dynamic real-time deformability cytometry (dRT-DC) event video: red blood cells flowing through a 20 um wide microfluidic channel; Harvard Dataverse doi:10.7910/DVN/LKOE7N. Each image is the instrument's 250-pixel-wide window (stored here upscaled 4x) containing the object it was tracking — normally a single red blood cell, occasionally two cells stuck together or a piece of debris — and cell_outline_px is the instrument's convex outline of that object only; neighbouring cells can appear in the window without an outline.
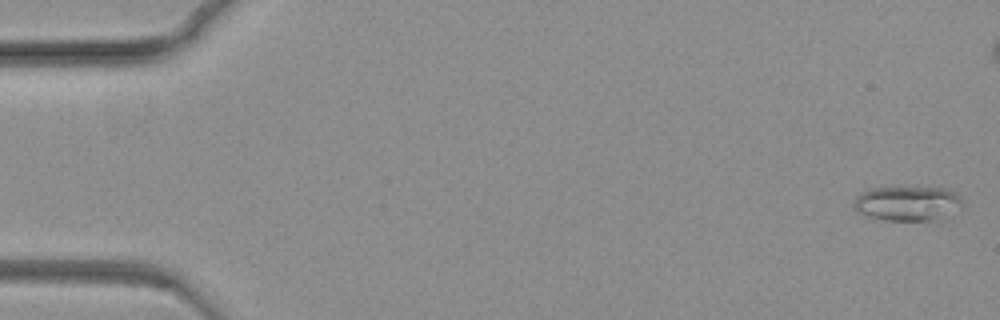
{"species": "common noctule bat (a hibernating species)", "species_latin": "Nyctalus noctula", "temperature_condition": "warm", "stored_images_in_passage": 73, "camera_frame_rate_fps": 3000, "um_per_image_px": 0.085, "animal": {"sex": "female", "body_mass_g": 19.3, "forearm_length_mm": 54.1}, "frame": {"image": 1, "passage_image": 2, "time_ms": 0.333, "image_size_px": [1000, 320], "cell_outline_px": [[964, 204], [932, 220], [888, 220], [856, 212], [852, 208], [852, 204], [856, 196], [860, 192], [872, 188], [944, 188], [952, 192]], "centroid_in_image_um": [77.0, 17.27], "position_along_channel_um": 8.0, "area_um2": 21.15}}
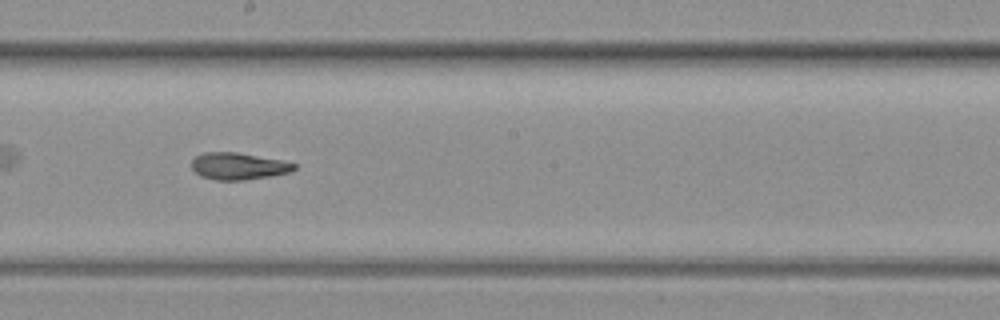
{"frame": {"image": 2, "passage_image": 45, "time_ms": 14.667, "image_size_px": [1000, 320], "cell_outline_px": [[296, 168], [292, 172], [272, 176], [244, 180], [216, 180], [200, 176], [192, 168], [192, 160], [196, 156], [204, 152], [236, 152], [284, 160], [296, 164]], "centroid_in_image_um": [20.3, 14.12], "position_along_channel_um": 227.9, "area_um2": 16.24}}
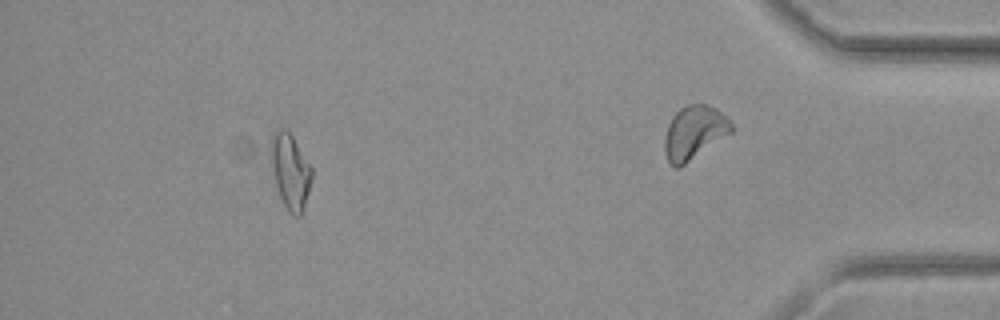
{"frame": {"image": 3, "passage_image": 73, "time_ms": 24.0, "image_size_px": [1000, 320], "cell_outline_px": [[312, 176], [308, 192], [300, 216], [292, 216], [288, 212], [236, 140], [236, 136], [276, 128], [284, 128], [292, 136], [312, 168]], "centroid_in_image_um": [23.8, 14.08], "position_along_channel_um": 411.4, "area_um2": 26.76}}